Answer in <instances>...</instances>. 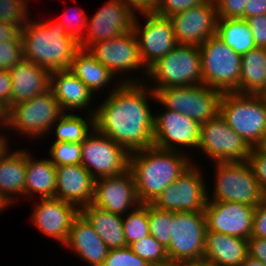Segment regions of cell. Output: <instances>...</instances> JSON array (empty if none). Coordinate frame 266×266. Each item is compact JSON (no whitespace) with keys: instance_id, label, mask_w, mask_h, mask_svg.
Returning a JSON list of instances; mask_svg holds the SVG:
<instances>
[{"instance_id":"cell-1","label":"cell","mask_w":266,"mask_h":266,"mask_svg":"<svg viewBox=\"0 0 266 266\" xmlns=\"http://www.w3.org/2000/svg\"><path fill=\"white\" fill-rule=\"evenodd\" d=\"M148 93L156 99L152 89L144 87L143 83L132 79L120 81L95 109V129L129 153L153 146L155 114L150 112Z\"/></svg>"},{"instance_id":"cell-55","label":"cell","mask_w":266,"mask_h":266,"mask_svg":"<svg viewBox=\"0 0 266 266\" xmlns=\"http://www.w3.org/2000/svg\"><path fill=\"white\" fill-rule=\"evenodd\" d=\"M259 149L266 152V131L263 137V140L261 141L260 145L258 146Z\"/></svg>"},{"instance_id":"cell-8","label":"cell","mask_w":266,"mask_h":266,"mask_svg":"<svg viewBox=\"0 0 266 266\" xmlns=\"http://www.w3.org/2000/svg\"><path fill=\"white\" fill-rule=\"evenodd\" d=\"M215 163L214 194L212 200L207 195V202H237L256 207L266 197L248 161Z\"/></svg>"},{"instance_id":"cell-29","label":"cell","mask_w":266,"mask_h":266,"mask_svg":"<svg viewBox=\"0 0 266 266\" xmlns=\"http://www.w3.org/2000/svg\"><path fill=\"white\" fill-rule=\"evenodd\" d=\"M266 91V48L255 47L241 55L239 93L262 95Z\"/></svg>"},{"instance_id":"cell-11","label":"cell","mask_w":266,"mask_h":266,"mask_svg":"<svg viewBox=\"0 0 266 266\" xmlns=\"http://www.w3.org/2000/svg\"><path fill=\"white\" fill-rule=\"evenodd\" d=\"M213 162L248 161L251 147L227 124L218 113L214 118L200 124L199 145Z\"/></svg>"},{"instance_id":"cell-25","label":"cell","mask_w":266,"mask_h":266,"mask_svg":"<svg viewBox=\"0 0 266 266\" xmlns=\"http://www.w3.org/2000/svg\"><path fill=\"white\" fill-rule=\"evenodd\" d=\"M248 256V239L206 231L203 260L219 266H240Z\"/></svg>"},{"instance_id":"cell-23","label":"cell","mask_w":266,"mask_h":266,"mask_svg":"<svg viewBox=\"0 0 266 266\" xmlns=\"http://www.w3.org/2000/svg\"><path fill=\"white\" fill-rule=\"evenodd\" d=\"M9 72L12 81L11 107L50 89V72L32 61L23 58Z\"/></svg>"},{"instance_id":"cell-31","label":"cell","mask_w":266,"mask_h":266,"mask_svg":"<svg viewBox=\"0 0 266 266\" xmlns=\"http://www.w3.org/2000/svg\"><path fill=\"white\" fill-rule=\"evenodd\" d=\"M94 94L95 91L110 84L114 74L103 66L87 50L80 48L72 60L69 68ZM113 77V78H112Z\"/></svg>"},{"instance_id":"cell-51","label":"cell","mask_w":266,"mask_h":266,"mask_svg":"<svg viewBox=\"0 0 266 266\" xmlns=\"http://www.w3.org/2000/svg\"><path fill=\"white\" fill-rule=\"evenodd\" d=\"M129 5L135 12H150L156 8L157 0H122Z\"/></svg>"},{"instance_id":"cell-7","label":"cell","mask_w":266,"mask_h":266,"mask_svg":"<svg viewBox=\"0 0 266 266\" xmlns=\"http://www.w3.org/2000/svg\"><path fill=\"white\" fill-rule=\"evenodd\" d=\"M148 76L157 81V89L202 84L199 47L177 45L148 68Z\"/></svg>"},{"instance_id":"cell-18","label":"cell","mask_w":266,"mask_h":266,"mask_svg":"<svg viewBox=\"0 0 266 266\" xmlns=\"http://www.w3.org/2000/svg\"><path fill=\"white\" fill-rule=\"evenodd\" d=\"M255 207L237 202H207L204 214L207 231L249 239Z\"/></svg>"},{"instance_id":"cell-54","label":"cell","mask_w":266,"mask_h":266,"mask_svg":"<svg viewBox=\"0 0 266 266\" xmlns=\"http://www.w3.org/2000/svg\"><path fill=\"white\" fill-rule=\"evenodd\" d=\"M187 266H219V265H215V264L206 262L204 260H201V261H198V262L191 263V264H189Z\"/></svg>"},{"instance_id":"cell-14","label":"cell","mask_w":266,"mask_h":266,"mask_svg":"<svg viewBox=\"0 0 266 266\" xmlns=\"http://www.w3.org/2000/svg\"><path fill=\"white\" fill-rule=\"evenodd\" d=\"M142 14L147 20L144 27H140L136 16L132 30L137 37L140 56L147 75L148 68L174 49L178 43L170 17L159 15L154 11L141 12Z\"/></svg>"},{"instance_id":"cell-49","label":"cell","mask_w":266,"mask_h":266,"mask_svg":"<svg viewBox=\"0 0 266 266\" xmlns=\"http://www.w3.org/2000/svg\"><path fill=\"white\" fill-rule=\"evenodd\" d=\"M21 28L19 24L0 21V43L14 41L21 34Z\"/></svg>"},{"instance_id":"cell-22","label":"cell","mask_w":266,"mask_h":266,"mask_svg":"<svg viewBox=\"0 0 266 266\" xmlns=\"http://www.w3.org/2000/svg\"><path fill=\"white\" fill-rule=\"evenodd\" d=\"M95 179L82 164L56 167V198L79 210L92 203Z\"/></svg>"},{"instance_id":"cell-35","label":"cell","mask_w":266,"mask_h":266,"mask_svg":"<svg viewBox=\"0 0 266 266\" xmlns=\"http://www.w3.org/2000/svg\"><path fill=\"white\" fill-rule=\"evenodd\" d=\"M149 233L166 249L170 243L173 211H164L148 203Z\"/></svg>"},{"instance_id":"cell-6","label":"cell","mask_w":266,"mask_h":266,"mask_svg":"<svg viewBox=\"0 0 266 266\" xmlns=\"http://www.w3.org/2000/svg\"><path fill=\"white\" fill-rule=\"evenodd\" d=\"M206 231L204 212H173L170 243L166 249L170 264L187 266L203 260Z\"/></svg>"},{"instance_id":"cell-39","label":"cell","mask_w":266,"mask_h":266,"mask_svg":"<svg viewBox=\"0 0 266 266\" xmlns=\"http://www.w3.org/2000/svg\"><path fill=\"white\" fill-rule=\"evenodd\" d=\"M25 0H0V21L19 24L21 27L29 20Z\"/></svg>"},{"instance_id":"cell-41","label":"cell","mask_w":266,"mask_h":266,"mask_svg":"<svg viewBox=\"0 0 266 266\" xmlns=\"http://www.w3.org/2000/svg\"><path fill=\"white\" fill-rule=\"evenodd\" d=\"M218 18L244 19L247 0H214Z\"/></svg>"},{"instance_id":"cell-56","label":"cell","mask_w":266,"mask_h":266,"mask_svg":"<svg viewBox=\"0 0 266 266\" xmlns=\"http://www.w3.org/2000/svg\"><path fill=\"white\" fill-rule=\"evenodd\" d=\"M0 121L4 124L5 122V112L0 108Z\"/></svg>"},{"instance_id":"cell-53","label":"cell","mask_w":266,"mask_h":266,"mask_svg":"<svg viewBox=\"0 0 266 266\" xmlns=\"http://www.w3.org/2000/svg\"><path fill=\"white\" fill-rule=\"evenodd\" d=\"M2 134H0V158L7 152L8 148H7V140L5 139L6 137L1 136Z\"/></svg>"},{"instance_id":"cell-28","label":"cell","mask_w":266,"mask_h":266,"mask_svg":"<svg viewBox=\"0 0 266 266\" xmlns=\"http://www.w3.org/2000/svg\"><path fill=\"white\" fill-rule=\"evenodd\" d=\"M80 213L87 219L109 249L126 246L121 215L103 210L91 203L82 207Z\"/></svg>"},{"instance_id":"cell-17","label":"cell","mask_w":266,"mask_h":266,"mask_svg":"<svg viewBox=\"0 0 266 266\" xmlns=\"http://www.w3.org/2000/svg\"><path fill=\"white\" fill-rule=\"evenodd\" d=\"M200 124L171 109H167L161 115H154L153 146L175 151L179 147H194L199 145Z\"/></svg>"},{"instance_id":"cell-15","label":"cell","mask_w":266,"mask_h":266,"mask_svg":"<svg viewBox=\"0 0 266 266\" xmlns=\"http://www.w3.org/2000/svg\"><path fill=\"white\" fill-rule=\"evenodd\" d=\"M178 45L199 47L217 34L218 15L214 0L170 16Z\"/></svg>"},{"instance_id":"cell-16","label":"cell","mask_w":266,"mask_h":266,"mask_svg":"<svg viewBox=\"0 0 266 266\" xmlns=\"http://www.w3.org/2000/svg\"><path fill=\"white\" fill-rule=\"evenodd\" d=\"M135 15V11L122 0L108 1L87 21L88 34L79 43L80 48L88 49L98 41H106L130 32Z\"/></svg>"},{"instance_id":"cell-13","label":"cell","mask_w":266,"mask_h":266,"mask_svg":"<svg viewBox=\"0 0 266 266\" xmlns=\"http://www.w3.org/2000/svg\"><path fill=\"white\" fill-rule=\"evenodd\" d=\"M198 170L191 164L151 204L164 211L204 212L208 190Z\"/></svg>"},{"instance_id":"cell-43","label":"cell","mask_w":266,"mask_h":266,"mask_svg":"<svg viewBox=\"0 0 266 266\" xmlns=\"http://www.w3.org/2000/svg\"><path fill=\"white\" fill-rule=\"evenodd\" d=\"M248 163L254 172L260 188L266 196V152L258 147H252Z\"/></svg>"},{"instance_id":"cell-59","label":"cell","mask_w":266,"mask_h":266,"mask_svg":"<svg viewBox=\"0 0 266 266\" xmlns=\"http://www.w3.org/2000/svg\"><path fill=\"white\" fill-rule=\"evenodd\" d=\"M262 96H263L264 99L266 100V91L262 94Z\"/></svg>"},{"instance_id":"cell-50","label":"cell","mask_w":266,"mask_h":266,"mask_svg":"<svg viewBox=\"0 0 266 266\" xmlns=\"http://www.w3.org/2000/svg\"><path fill=\"white\" fill-rule=\"evenodd\" d=\"M258 15H266V0H247L245 20Z\"/></svg>"},{"instance_id":"cell-4","label":"cell","mask_w":266,"mask_h":266,"mask_svg":"<svg viewBox=\"0 0 266 266\" xmlns=\"http://www.w3.org/2000/svg\"><path fill=\"white\" fill-rule=\"evenodd\" d=\"M219 113L251 148L260 145L266 131V100L262 95L222 92Z\"/></svg>"},{"instance_id":"cell-33","label":"cell","mask_w":266,"mask_h":266,"mask_svg":"<svg viewBox=\"0 0 266 266\" xmlns=\"http://www.w3.org/2000/svg\"><path fill=\"white\" fill-rule=\"evenodd\" d=\"M89 121L84 120L82 117L75 114H65L60 116L56 122L55 142H75L82 143L86 137L91 133V128H95V111L89 115ZM90 124V125H89ZM91 127V128H90Z\"/></svg>"},{"instance_id":"cell-3","label":"cell","mask_w":266,"mask_h":266,"mask_svg":"<svg viewBox=\"0 0 266 266\" xmlns=\"http://www.w3.org/2000/svg\"><path fill=\"white\" fill-rule=\"evenodd\" d=\"M30 21V22H29ZM23 57L50 73L70 68L79 42L68 35L60 22H31L21 28Z\"/></svg>"},{"instance_id":"cell-52","label":"cell","mask_w":266,"mask_h":266,"mask_svg":"<svg viewBox=\"0 0 266 266\" xmlns=\"http://www.w3.org/2000/svg\"><path fill=\"white\" fill-rule=\"evenodd\" d=\"M240 266H266V265L263 262L259 261L258 259L252 258L248 255Z\"/></svg>"},{"instance_id":"cell-21","label":"cell","mask_w":266,"mask_h":266,"mask_svg":"<svg viewBox=\"0 0 266 266\" xmlns=\"http://www.w3.org/2000/svg\"><path fill=\"white\" fill-rule=\"evenodd\" d=\"M79 213L75 205L59 198H41L31 218L41 232L64 245L72 222Z\"/></svg>"},{"instance_id":"cell-5","label":"cell","mask_w":266,"mask_h":266,"mask_svg":"<svg viewBox=\"0 0 266 266\" xmlns=\"http://www.w3.org/2000/svg\"><path fill=\"white\" fill-rule=\"evenodd\" d=\"M202 84L221 92L239 93L241 55L214 34L199 46Z\"/></svg>"},{"instance_id":"cell-38","label":"cell","mask_w":266,"mask_h":266,"mask_svg":"<svg viewBox=\"0 0 266 266\" xmlns=\"http://www.w3.org/2000/svg\"><path fill=\"white\" fill-rule=\"evenodd\" d=\"M147 260L132 251L129 246L109 249L102 266H150Z\"/></svg>"},{"instance_id":"cell-24","label":"cell","mask_w":266,"mask_h":266,"mask_svg":"<svg viewBox=\"0 0 266 266\" xmlns=\"http://www.w3.org/2000/svg\"><path fill=\"white\" fill-rule=\"evenodd\" d=\"M64 245L74 250L90 266H102L109 252L107 245L81 213L74 218Z\"/></svg>"},{"instance_id":"cell-58","label":"cell","mask_w":266,"mask_h":266,"mask_svg":"<svg viewBox=\"0 0 266 266\" xmlns=\"http://www.w3.org/2000/svg\"><path fill=\"white\" fill-rule=\"evenodd\" d=\"M150 266H174V265H172V264H163V265H153V264H151Z\"/></svg>"},{"instance_id":"cell-10","label":"cell","mask_w":266,"mask_h":266,"mask_svg":"<svg viewBox=\"0 0 266 266\" xmlns=\"http://www.w3.org/2000/svg\"><path fill=\"white\" fill-rule=\"evenodd\" d=\"M64 112L51 89L36 97L13 105L5 113L6 127L20 130L23 134L41 136L48 132Z\"/></svg>"},{"instance_id":"cell-19","label":"cell","mask_w":266,"mask_h":266,"mask_svg":"<svg viewBox=\"0 0 266 266\" xmlns=\"http://www.w3.org/2000/svg\"><path fill=\"white\" fill-rule=\"evenodd\" d=\"M87 50L114 75L119 72L134 71L141 66L146 68L133 30L106 41H98Z\"/></svg>"},{"instance_id":"cell-37","label":"cell","mask_w":266,"mask_h":266,"mask_svg":"<svg viewBox=\"0 0 266 266\" xmlns=\"http://www.w3.org/2000/svg\"><path fill=\"white\" fill-rule=\"evenodd\" d=\"M49 153L55 167L81 164V143L54 142Z\"/></svg>"},{"instance_id":"cell-45","label":"cell","mask_w":266,"mask_h":266,"mask_svg":"<svg viewBox=\"0 0 266 266\" xmlns=\"http://www.w3.org/2000/svg\"><path fill=\"white\" fill-rule=\"evenodd\" d=\"M256 47L266 48V15H258L246 19Z\"/></svg>"},{"instance_id":"cell-46","label":"cell","mask_w":266,"mask_h":266,"mask_svg":"<svg viewBox=\"0 0 266 266\" xmlns=\"http://www.w3.org/2000/svg\"><path fill=\"white\" fill-rule=\"evenodd\" d=\"M251 237L266 239V197L255 207Z\"/></svg>"},{"instance_id":"cell-57","label":"cell","mask_w":266,"mask_h":266,"mask_svg":"<svg viewBox=\"0 0 266 266\" xmlns=\"http://www.w3.org/2000/svg\"><path fill=\"white\" fill-rule=\"evenodd\" d=\"M6 207H7V205L5 204V202L0 198V211L5 209Z\"/></svg>"},{"instance_id":"cell-34","label":"cell","mask_w":266,"mask_h":266,"mask_svg":"<svg viewBox=\"0 0 266 266\" xmlns=\"http://www.w3.org/2000/svg\"><path fill=\"white\" fill-rule=\"evenodd\" d=\"M126 246H130L142 237L150 235L148 204L140 203L126 218L122 219Z\"/></svg>"},{"instance_id":"cell-9","label":"cell","mask_w":266,"mask_h":266,"mask_svg":"<svg viewBox=\"0 0 266 266\" xmlns=\"http://www.w3.org/2000/svg\"><path fill=\"white\" fill-rule=\"evenodd\" d=\"M156 101L181 114H185L199 124L207 122L219 113L222 92L216 88L200 85L167 87L157 89Z\"/></svg>"},{"instance_id":"cell-27","label":"cell","mask_w":266,"mask_h":266,"mask_svg":"<svg viewBox=\"0 0 266 266\" xmlns=\"http://www.w3.org/2000/svg\"><path fill=\"white\" fill-rule=\"evenodd\" d=\"M26 151L7 150L0 158V198L7 206L14 201L12 195H25Z\"/></svg>"},{"instance_id":"cell-2","label":"cell","mask_w":266,"mask_h":266,"mask_svg":"<svg viewBox=\"0 0 266 266\" xmlns=\"http://www.w3.org/2000/svg\"><path fill=\"white\" fill-rule=\"evenodd\" d=\"M178 150H163L155 146L129 154V169L133 174L140 203H152L164 189L192 164Z\"/></svg>"},{"instance_id":"cell-32","label":"cell","mask_w":266,"mask_h":266,"mask_svg":"<svg viewBox=\"0 0 266 266\" xmlns=\"http://www.w3.org/2000/svg\"><path fill=\"white\" fill-rule=\"evenodd\" d=\"M217 35L239 55L256 47L252 32L244 19L218 18Z\"/></svg>"},{"instance_id":"cell-40","label":"cell","mask_w":266,"mask_h":266,"mask_svg":"<svg viewBox=\"0 0 266 266\" xmlns=\"http://www.w3.org/2000/svg\"><path fill=\"white\" fill-rule=\"evenodd\" d=\"M21 34L14 41L0 43V70L9 71L23 59Z\"/></svg>"},{"instance_id":"cell-26","label":"cell","mask_w":266,"mask_h":266,"mask_svg":"<svg viewBox=\"0 0 266 266\" xmlns=\"http://www.w3.org/2000/svg\"><path fill=\"white\" fill-rule=\"evenodd\" d=\"M50 89L59 102L60 108H87L92 99V91L69 69L50 73Z\"/></svg>"},{"instance_id":"cell-47","label":"cell","mask_w":266,"mask_h":266,"mask_svg":"<svg viewBox=\"0 0 266 266\" xmlns=\"http://www.w3.org/2000/svg\"><path fill=\"white\" fill-rule=\"evenodd\" d=\"M12 81L10 72L0 70V108L6 113L11 108Z\"/></svg>"},{"instance_id":"cell-20","label":"cell","mask_w":266,"mask_h":266,"mask_svg":"<svg viewBox=\"0 0 266 266\" xmlns=\"http://www.w3.org/2000/svg\"><path fill=\"white\" fill-rule=\"evenodd\" d=\"M92 205L114 214H123L140 204L134 177L128 168L124 172L95 180Z\"/></svg>"},{"instance_id":"cell-36","label":"cell","mask_w":266,"mask_h":266,"mask_svg":"<svg viewBox=\"0 0 266 266\" xmlns=\"http://www.w3.org/2000/svg\"><path fill=\"white\" fill-rule=\"evenodd\" d=\"M134 253L153 265L170 264L166 248L152 235L140 238L129 246Z\"/></svg>"},{"instance_id":"cell-30","label":"cell","mask_w":266,"mask_h":266,"mask_svg":"<svg viewBox=\"0 0 266 266\" xmlns=\"http://www.w3.org/2000/svg\"><path fill=\"white\" fill-rule=\"evenodd\" d=\"M34 193L41 198L56 197V167L49 159L36 161L26 152L25 195Z\"/></svg>"},{"instance_id":"cell-12","label":"cell","mask_w":266,"mask_h":266,"mask_svg":"<svg viewBox=\"0 0 266 266\" xmlns=\"http://www.w3.org/2000/svg\"><path fill=\"white\" fill-rule=\"evenodd\" d=\"M92 132L81 143V164L93 178L96 180L127 170L130 153L97 129Z\"/></svg>"},{"instance_id":"cell-44","label":"cell","mask_w":266,"mask_h":266,"mask_svg":"<svg viewBox=\"0 0 266 266\" xmlns=\"http://www.w3.org/2000/svg\"><path fill=\"white\" fill-rule=\"evenodd\" d=\"M74 15L75 16H72V19L71 16H69V18L65 15L63 20L61 19L59 22L65 28V31L68 33V35L80 43L84 38L83 34H81L83 31L81 30L87 29L86 22L88 21V16L85 15V12H83L82 9H78L77 13Z\"/></svg>"},{"instance_id":"cell-48","label":"cell","mask_w":266,"mask_h":266,"mask_svg":"<svg viewBox=\"0 0 266 266\" xmlns=\"http://www.w3.org/2000/svg\"><path fill=\"white\" fill-rule=\"evenodd\" d=\"M248 255L266 265V239L250 237L248 239Z\"/></svg>"},{"instance_id":"cell-42","label":"cell","mask_w":266,"mask_h":266,"mask_svg":"<svg viewBox=\"0 0 266 266\" xmlns=\"http://www.w3.org/2000/svg\"><path fill=\"white\" fill-rule=\"evenodd\" d=\"M206 1L207 0H157L154 12L162 16L170 17Z\"/></svg>"}]
</instances>
